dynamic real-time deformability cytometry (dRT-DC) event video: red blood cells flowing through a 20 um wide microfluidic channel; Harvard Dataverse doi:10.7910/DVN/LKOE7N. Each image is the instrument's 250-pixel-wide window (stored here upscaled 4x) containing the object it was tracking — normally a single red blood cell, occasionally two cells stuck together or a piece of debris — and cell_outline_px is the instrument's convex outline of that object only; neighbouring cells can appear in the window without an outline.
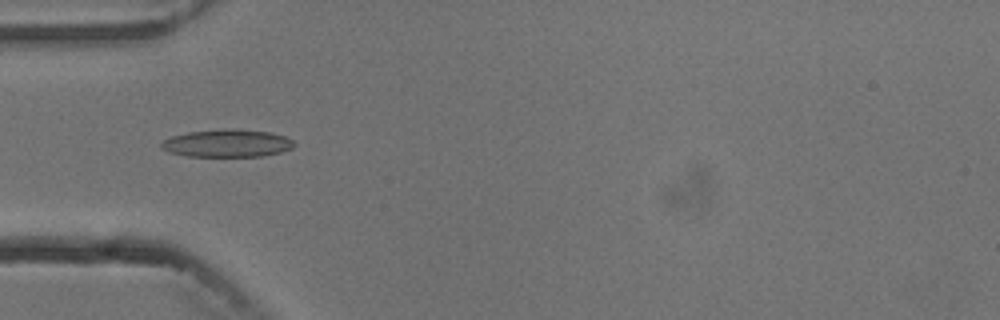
{"species": "common noctule bat (a hibernating species)", "species_latin": "Nyctalus noctula", "temperature_condition": "cold", "stored_images_in_passage": 7, "camera_frame_rate_fps": 3000, "um_per_image_px": 0.085, "animal": {"sex": "male", "body_mass_g": 13.3}, "frame": {"image": 1, "passage_image": 3, "time_ms": 2.333, "image_size_px": [1000, 320], "cell_outline_px": [[296, 144], [292, 148], [280, 152], [260, 156], [188, 156], [168, 152], [160, 148], [160, 144], [164, 140], [172, 136], [188, 132], [232, 128], [268, 132], [284, 136], [292, 140]], "centroid_in_image_um": [19.29, 12.18], "position_along_channel_um": 65.7, "area_um2": 21.27}}
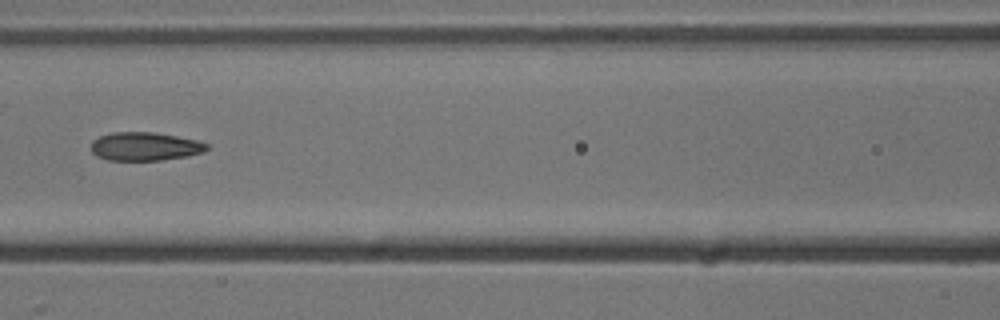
{"frame": {"image": 2, "passage_image": 5, "time_ms": 4.667, "image_size_px": [1000, 320], "cell_outline_px": [[208, 148], [204, 152], [188, 156], [160, 160], [108, 160], [96, 156], [92, 152], [92, 140], [100, 136], [112, 132], [156, 132], [196, 140], [208, 144]], "centroid_in_image_um": [12.31, 12.44], "position_along_channel_um": 154.3, "area_um2": 19.19}}
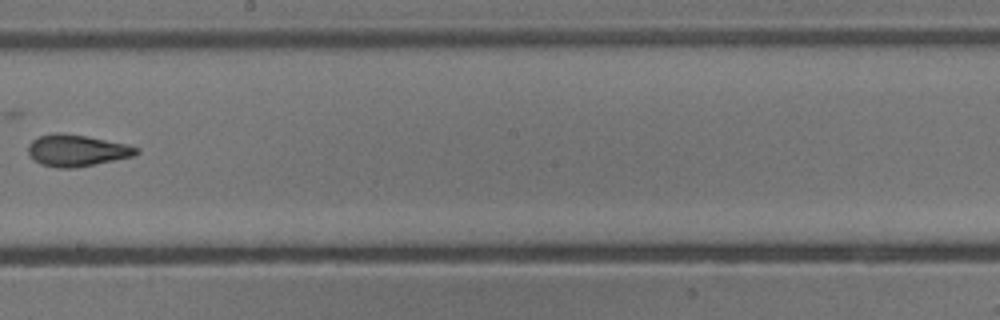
{"frame": {"image": 3, "passage_image": 7, "time_ms": 7.0, "image_size_px": [1000, 320], "cell_outline_px": [[140, 152], [136, 156], [76, 168], [56, 168], [40, 164], [28, 152], [28, 144], [32, 140], [40, 136], [52, 132], [64, 132], [88, 136], [128, 144], [140, 148]], "centroid_in_image_um": [6.57, 12.78], "position_along_channel_um": 241.6, "area_um2": 20.35}}